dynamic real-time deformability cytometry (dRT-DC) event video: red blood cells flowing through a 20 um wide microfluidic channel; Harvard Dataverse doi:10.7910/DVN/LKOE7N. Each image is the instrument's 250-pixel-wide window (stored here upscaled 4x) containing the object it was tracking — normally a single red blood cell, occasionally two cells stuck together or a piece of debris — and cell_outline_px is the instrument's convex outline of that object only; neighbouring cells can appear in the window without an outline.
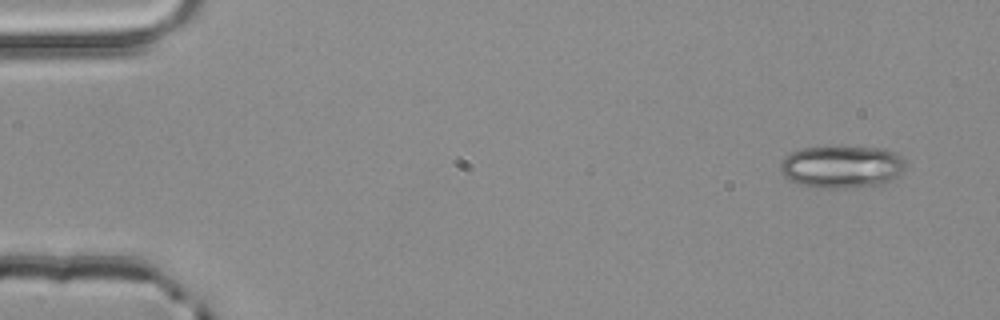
{"species": "common noctule bat (a hibernating species)", "species_latin": "Nyctalus noctula", "temperature_condition": "room temperature", "stored_images_in_passage": 2, "camera_frame_rate_fps": 3000, "um_per_image_px": 0.085, "animal": {"sex": "male", "body_mass_g": 20.4}, "frame": {"image": 1, "passage_image": 1, "time_ms": 0.0, "image_size_px": [1000, 320], "cell_outline_px": [[904, 172], [884, 184], [840, 188], [820, 188], [800, 184], [784, 176], [780, 172], [780, 160], [792, 152], [800, 148], [832, 144], [836, 144], [884, 148], [896, 152], [904, 160]], "centroid_in_image_um": [71.55, 14.12], "position_along_channel_um": 13.5, "area_um2": 31.96}}